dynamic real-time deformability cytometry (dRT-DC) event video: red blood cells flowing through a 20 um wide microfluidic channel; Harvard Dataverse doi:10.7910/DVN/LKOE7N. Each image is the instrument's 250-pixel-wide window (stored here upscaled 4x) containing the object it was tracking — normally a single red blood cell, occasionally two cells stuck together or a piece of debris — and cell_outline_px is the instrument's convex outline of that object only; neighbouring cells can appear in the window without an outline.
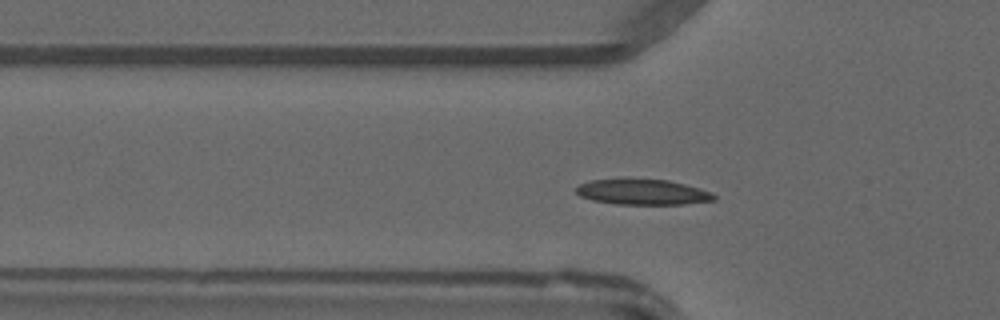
{"species": "common noctule bat (a hibernating species)", "species_latin": "Nyctalus noctula", "temperature_condition": "warm", "stored_images_in_passage": 41, "camera_frame_rate_fps": 3000, "um_per_image_px": 0.085, "animal": {"sex": "male", "forearm_length_mm": 52.5}, "frame": {"image": 1, "passage_image": 11, "time_ms": 3.333, "image_size_px": [1000, 320], "cell_outline_px": [[716, 200], [684, 204], [616, 204], [592, 200], [580, 196], [576, 192], [576, 188], [580, 184], [588, 180], [668, 180], [700, 188], [712, 192], [716, 196]], "centroid_in_image_um": [54.65, 16.34], "position_along_channel_um": 71.1, "area_um2": 20.17}}
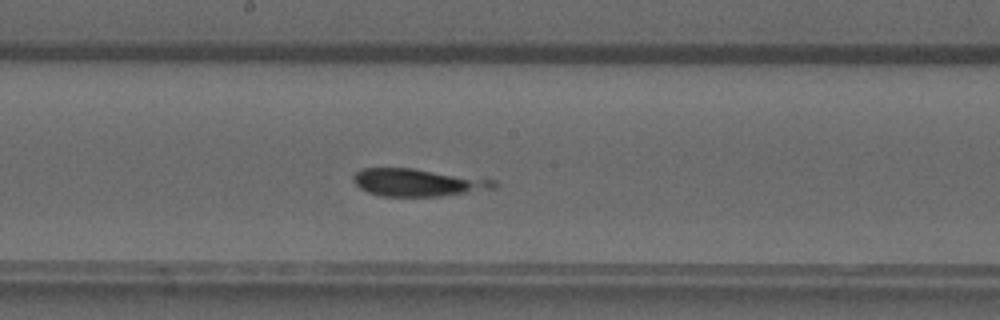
{"frame": {"image": 2, "passage_image": 21, "time_ms": 6.667, "image_size_px": [1000, 320], "cell_outline_px": [[500, 184], [496, 188], [440, 196], [380, 196], [368, 192], [360, 188], [352, 180], [352, 176], [360, 168], [412, 168], [496, 180]], "centroid_in_image_um": [35.49, 15.51], "position_along_channel_um": 212.7, "area_um2": 22.54}}
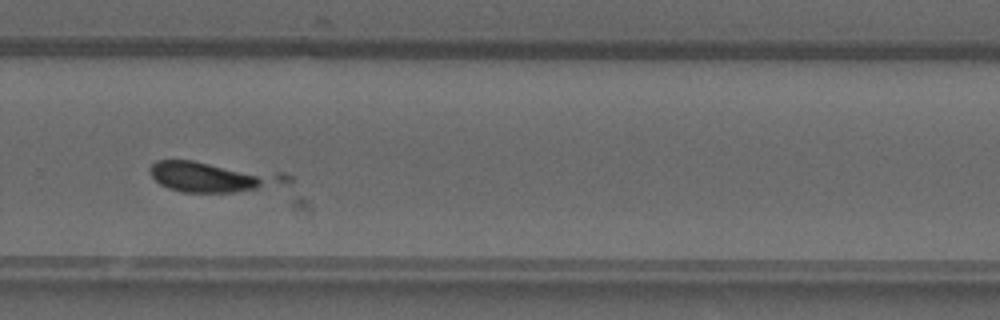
{"frame": {"image": 3, "passage_image": 28, "time_ms": 9.0, "image_size_px": [1000, 320], "cell_outline_px": [[292, 184], [232, 192], [184, 192], [168, 188], [160, 184], [152, 176], [148, 168], [156, 160], [192, 160], [284, 172], [292, 176]], "centroid_in_image_um": [18.19, 15.02], "position_along_channel_um": 311.6, "area_um2": 24.68}}